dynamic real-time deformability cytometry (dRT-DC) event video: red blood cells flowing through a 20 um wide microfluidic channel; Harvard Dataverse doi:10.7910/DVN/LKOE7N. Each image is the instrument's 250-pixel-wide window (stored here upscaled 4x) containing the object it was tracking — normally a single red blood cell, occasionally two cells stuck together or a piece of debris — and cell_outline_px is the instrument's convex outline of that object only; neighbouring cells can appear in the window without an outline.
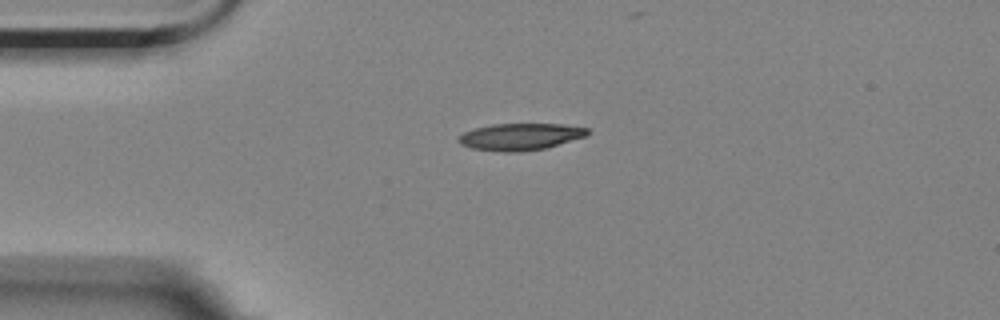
{"species": "Egyptian fruit bat (a non-hibernating species)", "species_latin": "Rousettus aegyptiacus", "temperature_condition": "room temperature", "stored_images_in_passage": 2, "camera_frame_rate_fps": 3000, "um_per_image_px": 0.085, "animal": {"sex": "female"}, "frame": {"image": 1, "passage_image": 1, "time_ms": 0.0, "image_size_px": [1000, 320], "cell_outline_px": [[588, 132], [584, 136], [548, 148], [520, 152], [504, 152], [472, 148], [460, 144], [456, 140], [464, 132], [476, 128], [492, 124], [560, 124], [588, 128]], "centroid_in_image_um": [44.2, 11.63], "position_along_channel_um": 40.8, "area_um2": 20.06}}